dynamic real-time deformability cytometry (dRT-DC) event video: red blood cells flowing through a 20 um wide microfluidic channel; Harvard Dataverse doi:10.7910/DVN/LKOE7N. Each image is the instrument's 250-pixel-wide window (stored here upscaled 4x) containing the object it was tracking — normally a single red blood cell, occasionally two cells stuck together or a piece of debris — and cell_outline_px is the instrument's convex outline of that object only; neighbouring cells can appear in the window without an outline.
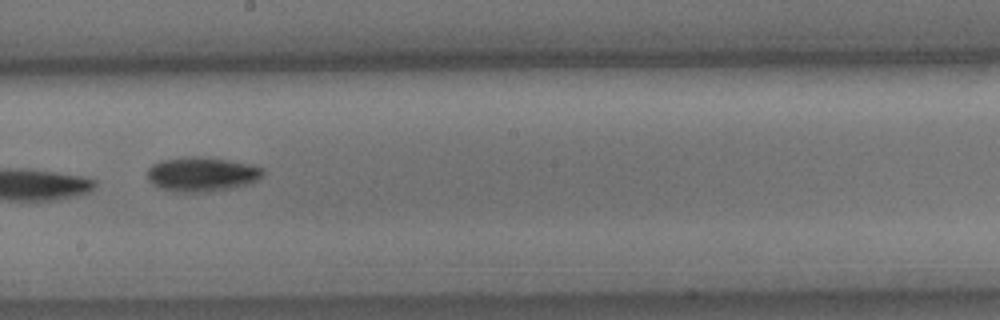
{"species": "common noctule bat (a hibernating species)", "species_latin": "Nyctalus noctula", "temperature_condition": "cold", "stored_images_in_passage": 10, "camera_frame_rate_fps": 3000, "um_per_image_px": 0.085, "animal": {"sex": "male", "body_mass_g": 15.6}, "frame": {"image": 1, "passage_image": 9, "time_ms": 2.667, "image_size_px": [1000, 320], "cell_outline_px": [[264, 172], [256, 180], [232, 188], [200, 192], [180, 192], [160, 188], [152, 184], [148, 180], [148, 168], [152, 164], [160, 160], [188, 156], [196, 156], [228, 160], [252, 164], [264, 168]], "centroid_in_image_um": [17.12, 14.79], "position_along_channel_um": 231.1, "area_um2": 23.06}}